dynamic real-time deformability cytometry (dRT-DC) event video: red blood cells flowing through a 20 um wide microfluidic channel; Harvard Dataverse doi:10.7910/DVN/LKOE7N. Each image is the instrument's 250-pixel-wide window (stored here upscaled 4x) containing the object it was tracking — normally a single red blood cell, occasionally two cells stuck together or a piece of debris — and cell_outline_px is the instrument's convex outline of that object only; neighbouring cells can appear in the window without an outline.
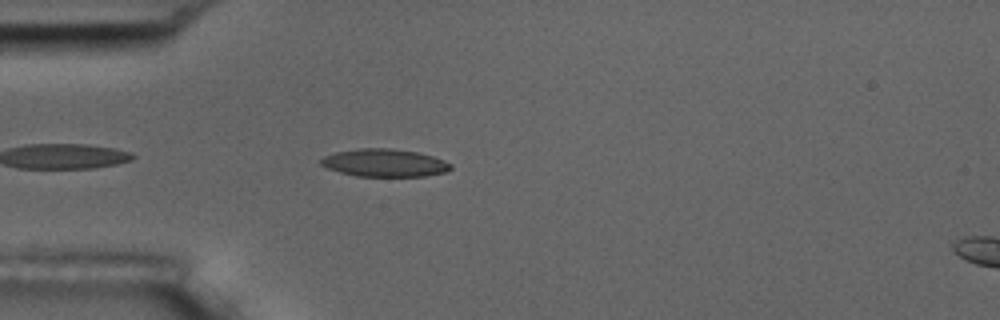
{"species": "common noctule bat (a hibernating species)", "species_latin": "Nyctalus noctula", "temperature_condition": "room temperature", "stored_images_in_passage": 12, "camera_frame_rate_fps": 3000, "um_per_image_px": 0.085, "animal": {"sex": "male", "body_mass_g": 17.5, "forearm_length_mm": 52.3}, "frame": {"image": 1, "passage_image": 3, "time_ms": 0.667, "image_size_px": [1000, 320], "cell_outline_px": [[452, 168], [448, 172], [424, 176], [356, 176], [340, 172], [328, 168], [320, 164], [320, 160], [324, 156], [336, 152], [360, 148], [392, 148], [416, 152], [432, 156], [444, 160], [452, 164]], "centroid_in_image_um": [32.71, 13.84], "position_along_channel_um": 52.3, "area_um2": 20.98}}